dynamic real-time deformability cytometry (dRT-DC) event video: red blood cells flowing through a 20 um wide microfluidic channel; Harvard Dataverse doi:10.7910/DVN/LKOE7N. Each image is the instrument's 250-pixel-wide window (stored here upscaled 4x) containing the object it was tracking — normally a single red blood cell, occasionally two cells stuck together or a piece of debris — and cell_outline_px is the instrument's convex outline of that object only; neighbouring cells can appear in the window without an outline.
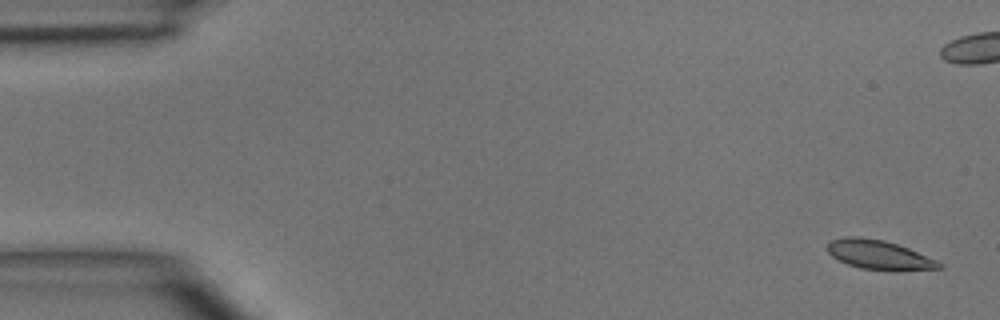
{"species": "common noctule bat (a hibernating species)", "species_latin": "Nyctalus noctula", "temperature_condition": "room temperature", "stored_images_in_passage": 5, "camera_frame_rate_fps": 3000, "um_per_image_px": 0.085, "animal": {"sex": "male", "body_mass_g": 15.6}, "frame": {"image": 1, "passage_image": 1, "time_ms": 0.0, "image_size_px": [1000, 320], "cell_outline_px": [[940, 268], [860, 268], [848, 264], [832, 256], [828, 252], [828, 240], [844, 236], [860, 236], [884, 240], [908, 248], [936, 260], [940, 264]], "centroid_in_image_um": [74.57, 21.58], "position_along_channel_um": 10.4, "area_um2": 18.03}}
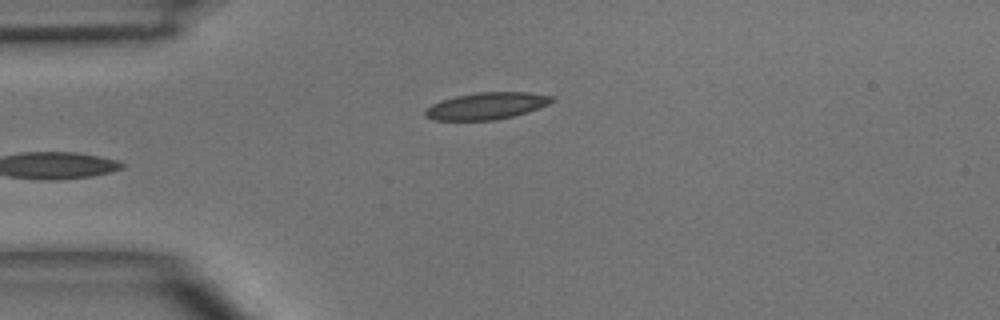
{"frame": {"image": 2, "passage_image": 5, "time_ms": 4.667, "image_size_px": [1000, 320], "cell_outline_px": [[556, 100], [548, 104], [528, 112], [512, 116], [492, 120], [436, 120], [424, 116], [424, 112], [432, 104], [440, 100], [456, 96], [480, 92], [528, 92], [556, 96]], "centroid_in_image_um": [41.39, 8.99], "position_along_channel_um": 43.6, "area_um2": 19.83}}